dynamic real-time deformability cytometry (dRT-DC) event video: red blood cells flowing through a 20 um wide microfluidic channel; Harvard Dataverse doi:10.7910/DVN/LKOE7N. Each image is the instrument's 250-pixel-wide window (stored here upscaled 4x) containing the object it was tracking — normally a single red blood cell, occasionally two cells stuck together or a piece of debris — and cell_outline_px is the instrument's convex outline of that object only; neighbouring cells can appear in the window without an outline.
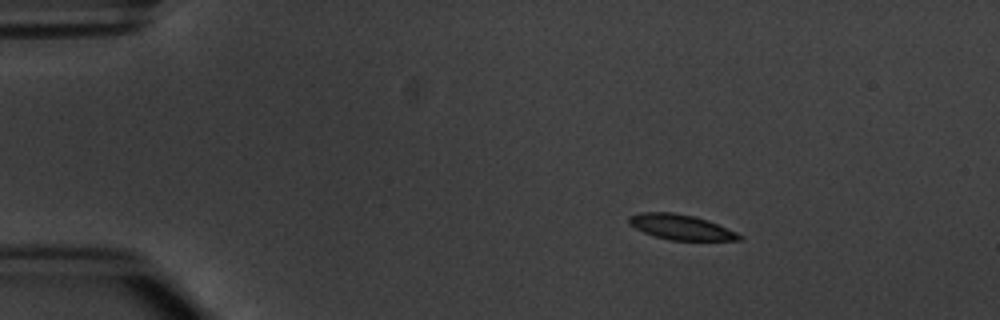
{"species": "common noctule bat (a hibernating species)", "species_latin": "Nyctalus noctula", "temperature_condition": "warm", "stored_images_in_passage": 4, "camera_frame_rate_fps": 3000, "um_per_image_px": 0.085, "animal": {"sex": "male", "body_mass_g": 20.1, "forearm_length_mm": 53.5}, "frame": {"image": 1, "passage_image": 2, "time_ms": 2.0, "image_size_px": [1000, 320], "cell_outline_px": [[744, 240], [668, 240], [644, 232], [628, 224], [628, 216], [640, 212], [672, 212], [692, 216], [708, 220], [736, 232], [744, 236]], "centroid_in_image_um": [57.87, 19.3], "position_along_channel_um": 27.1, "area_um2": 16.13}}